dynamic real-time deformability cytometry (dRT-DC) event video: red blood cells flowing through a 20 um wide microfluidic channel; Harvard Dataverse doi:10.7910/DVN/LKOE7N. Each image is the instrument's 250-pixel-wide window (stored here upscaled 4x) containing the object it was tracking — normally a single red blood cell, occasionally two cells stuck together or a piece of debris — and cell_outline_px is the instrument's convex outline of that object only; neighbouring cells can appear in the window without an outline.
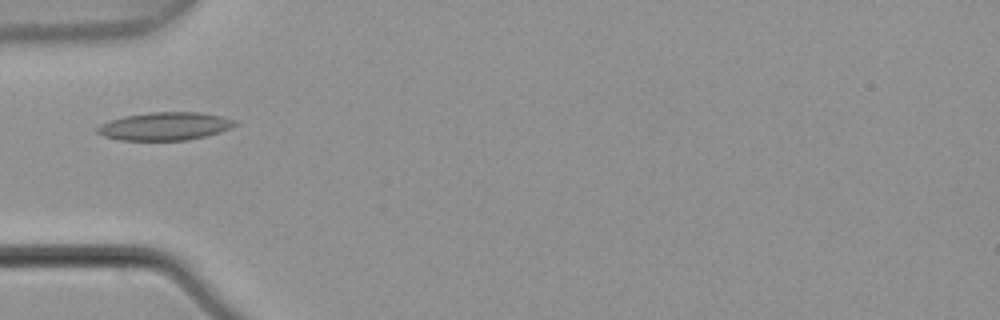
{"species": "common noctule bat (a hibernating species)", "species_latin": "Nyctalus noctula", "temperature_condition": "warm", "stored_images_in_passage": 4, "camera_frame_rate_fps": 3000, "um_per_image_px": 0.085, "animal": {"sex": "male", "body_mass_g": 21.5, "forearm_length_mm": 52.0}, "frame": {"image": 1, "passage_image": 3, "time_ms": 0.667, "image_size_px": [1000, 320], "cell_outline_px": [[240, 124], [232, 128], [220, 132], [188, 140], [120, 140], [104, 136], [96, 132], [96, 128], [100, 124], [108, 120], [124, 116], [148, 112], [200, 112], [220, 116], [236, 120]], "centroid_in_image_um": [14.03, 10.72], "position_along_channel_um": 71.0, "area_um2": 22.66}}
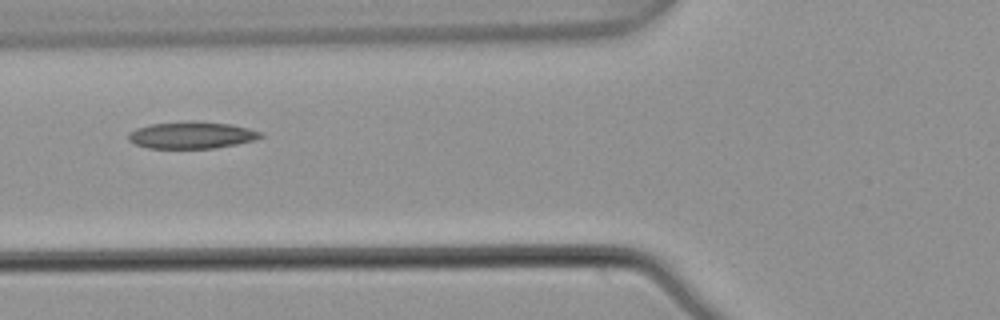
{"frame": {"image": 2, "passage_image": 4, "time_ms": 1.0, "image_size_px": [1000, 320], "cell_outline_px": [[264, 136], [256, 140], [216, 148], [148, 148], [136, 144], [128, 140], [128, 132], [136, 128], [152, 124], [232, 124], [248, 128], [260, 132]], "centroid_in_image_um": [16.3, 11.54], "position_along_channel_um": 109.5, "area_um2": 19.71}}